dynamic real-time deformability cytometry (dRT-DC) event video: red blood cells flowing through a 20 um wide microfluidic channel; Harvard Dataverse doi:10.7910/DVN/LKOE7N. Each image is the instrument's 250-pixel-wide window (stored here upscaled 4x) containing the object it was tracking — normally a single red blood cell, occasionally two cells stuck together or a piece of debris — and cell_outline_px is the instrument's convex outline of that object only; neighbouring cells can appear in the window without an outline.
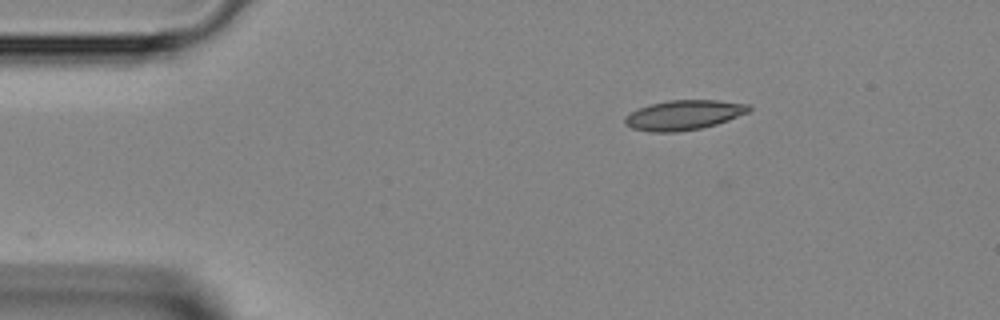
{"species": "Egyptian fruit bat (a non-hibernating species)", "species_latin": "Rousettus aegyptiacus", "temperature_condition": "room temperature", "stored_images_in_passage": 5, "camera_frame_rate_fps": 3000, "um_per_image_px": 0.085, "animal": {"sex": "female"}, "frame": {"image": 1, "passage_image": 1, "time_ms": 0.0, "image_size_px": [1000, 320], "cell_outline_px": [[752, 108], [748, 112], [728, 120], [716, 124], [700, 128], [676, 132], [652, 132], [632, 128], [624, 124], [624, 116], [640, 108], [652, 104], [668, 100], [716, 100], [748, 104]], "centroid_in_image_um": [58.11, 9.78], "position_along_channel_um": 26.9, "area_um2": 21.33}}